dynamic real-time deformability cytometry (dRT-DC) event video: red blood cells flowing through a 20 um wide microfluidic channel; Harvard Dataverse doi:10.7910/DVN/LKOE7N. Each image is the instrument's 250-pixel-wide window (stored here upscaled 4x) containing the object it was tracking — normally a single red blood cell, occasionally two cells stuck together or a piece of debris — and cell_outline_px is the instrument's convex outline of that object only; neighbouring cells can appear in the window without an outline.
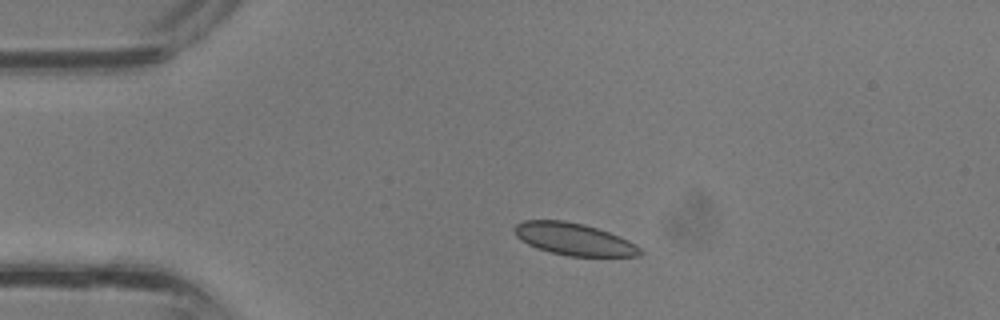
{"species": "common noctule bat (a hibernating species)", "species_latin": "Nyctalus noctula", "temperature_condition": "room temperature", "stored_images_in_passage": 30, "camera_frame_rate_fps": 3000, "um_per_image_px": 0.085, "animal": {"sex": "male", "body_mass_g": 13.3}, "frame": {"image": 1, "passage_image": 1, "time_ms": 0.0, "image_size_px": [1000, 320], "cell_outline_px": [[644, 252], [640, 256], [568, 256], [536, 248], [520, 240], [516, 236], [512, 228], [516, 224], [524, 220], [564, 220], [584, 224], [620, 236], [636, 244]], "centroid_in_image_um": [48.77, 20.32], "position_along_channel_um": 36.2, "area_um2": 23.64}}
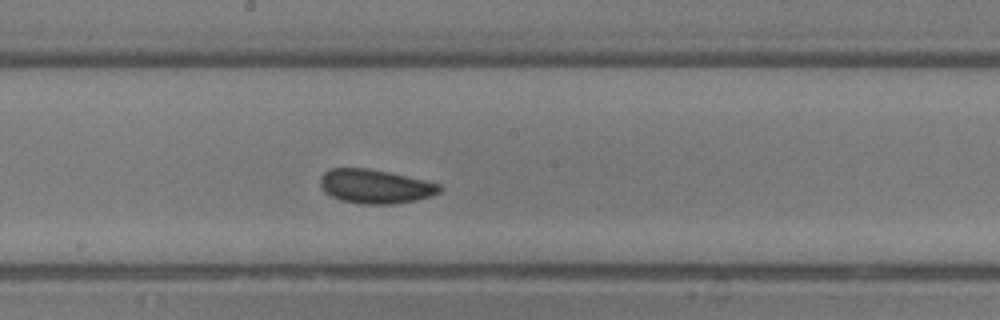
{"frame": {"image": 2, "passage_image": 13, "time_ms": 4.0, "image_size_px": [1000, 320], "cell_outline_px": [[440, 192], [432, 196], [416, 200], [396, 204], [360, 204], [340, 200], [324, 192], [320, 184], [320, 176], [328, 168], [368, 168], [388, 172], [424, 180], [440, 184]], "centroid_in_image_um": [31.86, 15.85], "position_along_channel_um": 216.3, "area_um2": 23.76}}
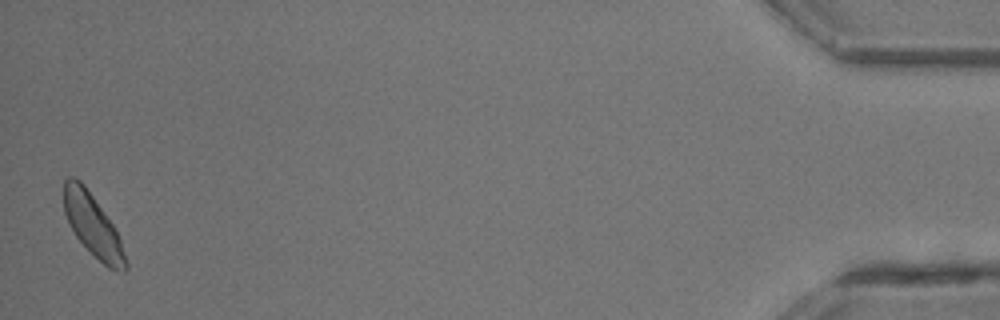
{"frame": {"image": 3, "passage_image": 30, "time_ms": 9.667, "image_size_px": [1000, 320], "cell_outline_px": [[128, 268], [124, 272], [108, 268], [76, 236], [64, 212], [64, 180], [68, 176], [72, 176], [80, 180], [84, 184], [112, 224], [120, 240], [128, 264]], "centroid_in_image_um": [7.88, 19.14], "position_along_channel_um": 427.3, "area_um2": 21.68}}